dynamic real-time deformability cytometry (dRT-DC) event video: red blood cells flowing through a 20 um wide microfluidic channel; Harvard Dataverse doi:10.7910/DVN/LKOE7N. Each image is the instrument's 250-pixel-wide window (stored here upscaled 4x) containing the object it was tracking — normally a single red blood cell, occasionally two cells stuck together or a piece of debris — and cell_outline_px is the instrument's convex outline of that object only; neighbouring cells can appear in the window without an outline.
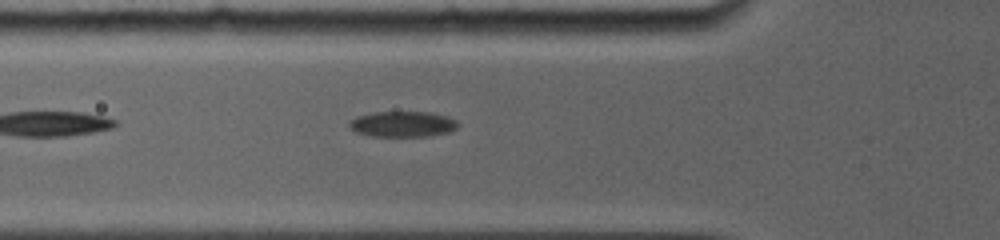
{"species": "common noctule bat (a hibernating species)", "species_latin": "Nyctalus noctula", "temperature_condition": "room temperature", "stored_images_in_passage": 9, "camera_frame_rate_fps": 5000, "um_per_image_px": 0.085, "animal": {"sex": "female", "body_mass_g": 19.0, "forearm_length_mm": 56.7}, "frame": {"image": 1, "passage_image": 3, "time_ms": 1.4, "image_size_px": [1000, 240], "cell_outline_px": [[460, 124], [456, 128], [448, 132], [424, 136], [372, 136], [356, 132], [348, 128], [348, 120], [356, 116], [372, 112], [432, 112], [448, 116], [456, 120]], "centroid_in_image_um": [34.18, 10.53], "position_along_channel_um": 91.6, "area_um2": 16.42}}
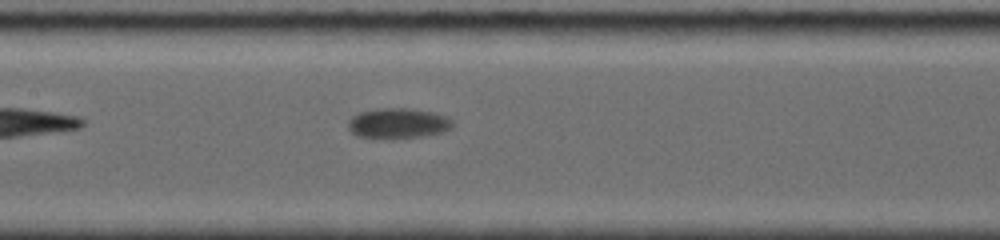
{"frame": {"image": 2, "passage_image": 6, "time_ms": 3.6, "image_size_px": [1000, 240], "cell_outline_px": [[456, 124], [444, 132], [420, 136], [360, 136], [352, 132], [348, 128], [348, 120], [352, 116], [360, 112], [376, 108], [408, 108], [432, 112], [444, 116], [452, 120]], "centroid_in_image_um": [33.85, 10.43], "position_along_channel_um": 173.5, "area_um2": 17.8}}
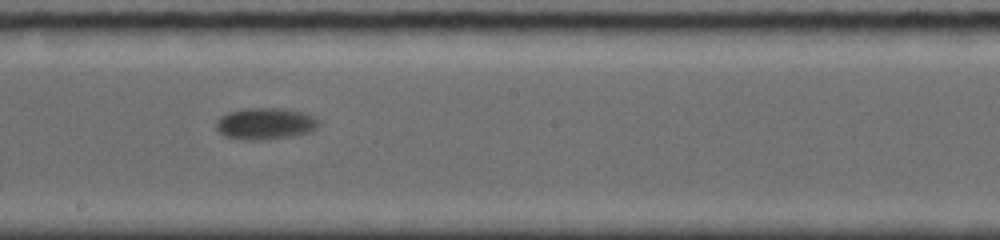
{"frame": {"image": 3, "passage_image": 8, "time_ms": 5.0, "image_size_px": [1000, 240], "cell_outline_px": [[320, 124], [316, 128], [308, 132], [284, 136], [228, 136], [220, 132], [216, 128], [216, 120], [220, 116], [228, 112], [244, 108], [280, 108], [300, 112], [316, 116], [320, 120]], "centroid_in_image_um": [22.59, 10.41], "position_along_channel_um": 225.6, "area_um2": 17.63}}